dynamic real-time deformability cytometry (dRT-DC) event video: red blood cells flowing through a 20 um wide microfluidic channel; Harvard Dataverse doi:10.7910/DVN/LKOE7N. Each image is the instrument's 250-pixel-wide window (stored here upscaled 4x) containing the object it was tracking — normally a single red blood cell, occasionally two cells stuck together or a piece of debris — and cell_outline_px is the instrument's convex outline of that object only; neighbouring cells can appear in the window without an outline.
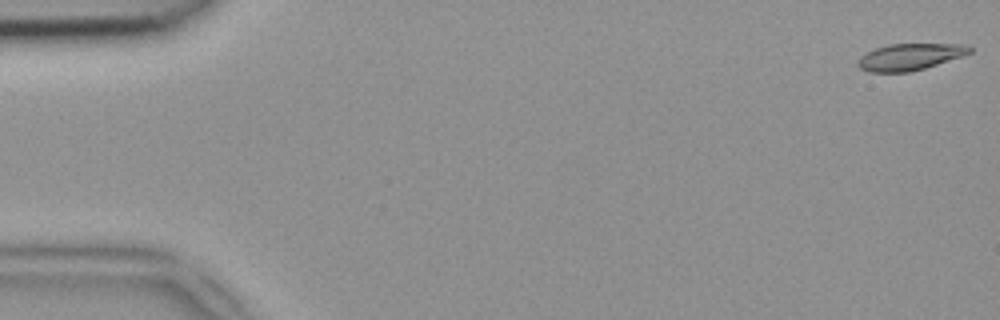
{"species": "common noctule bat (a hibernating species)", "species_latin": "Nyctalus noctula", "temperature_condition": "room temperature", "stored_images_in_passage": 50, "camera_frame_rate_fps": 3000, "um_per_image_px": 0.085, "animal": {"sex": "female", "body_mass_g": 18.4}, "frame": {"image": 1, "passage_image": 1, "time_ms": 0.0, "image_size_px": [1000, 320], "cell_outline_px": [[972, 52], [924, 68], [908, 72], [868, 72], [860, 68], [856, 64], [856, 60], [860, 56], [876, 48], [888, 44], [968, 44], [972, 48]], "centroid_in_image_um": [77.3, 4.83], "position_along_channel_um": 7.7, "area_um2": 17.22}}
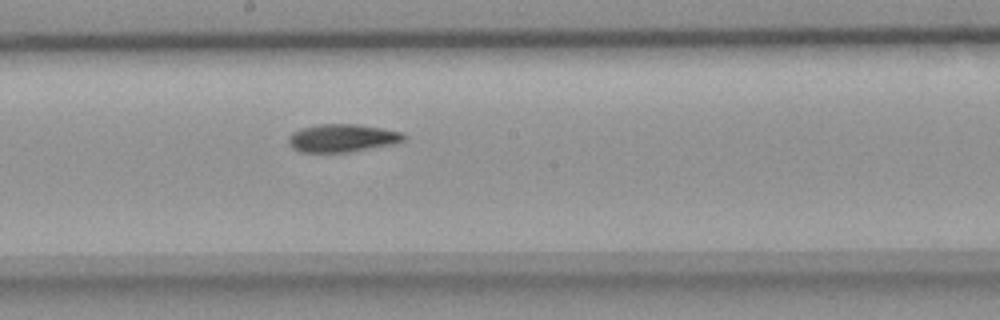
{"frame": {"image": 2, "passage_image": 27, "time_ms": 8.667, "image_size_px": [1000, 320], "cell_outline_px": [[408, 136], [404, 140], [396, 144], [348, 152], [300, 152], [292, 148], [288, 144], [288, 136], [292, 132], [300, 128], [320, 124], [356, 124], [404, 132]], "centroid_in_image_um": [29.1, 11.74], "position_along_channel_um": 219.1, "area_um2": 19.02}}
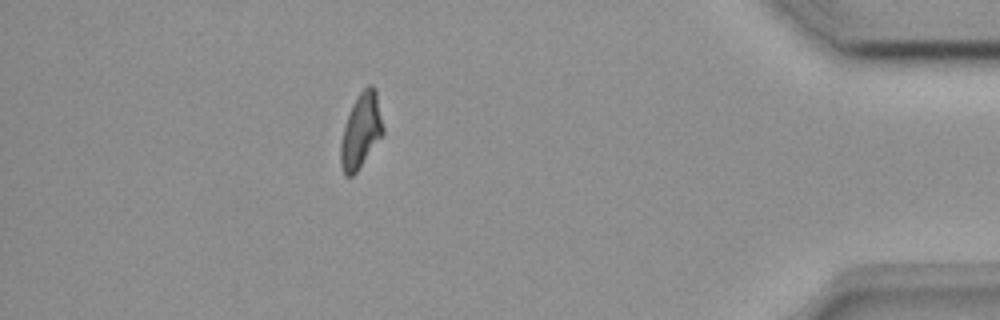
{"frame": {"image": 3, "passage_image": 44, "time_ms": 14.333, "image_size_px": [1000, 320], "cell_outline_px": [[384, 132], [356, 172], [352, 176], [344, 176], [340, 164], [340, 144], [344, 128], [352, 104], [356, 96], [368, 84], [372, 84], [376, 88], [384, 128]], "centroid_in_image_um": [30.68, 11.09], "position_along_channel_um": 404.5, "area_um2": 18.38}}